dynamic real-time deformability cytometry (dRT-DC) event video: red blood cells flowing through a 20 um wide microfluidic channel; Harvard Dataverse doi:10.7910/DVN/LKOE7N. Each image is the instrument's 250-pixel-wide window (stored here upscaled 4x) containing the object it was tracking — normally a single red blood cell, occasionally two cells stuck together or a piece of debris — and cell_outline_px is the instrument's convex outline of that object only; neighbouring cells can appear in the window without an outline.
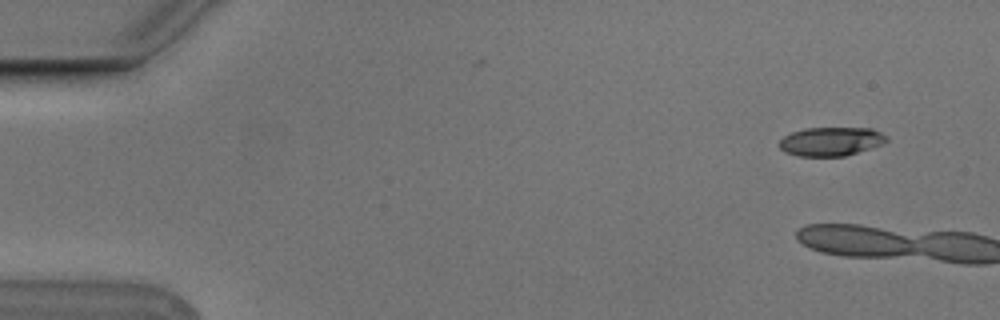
{"species": "Egyptian fruit bat (a non-hibernating species)", "species_latin": "Rousettus aegyptiacus", "temperature_condition": "cold", "stored_images_in_passage": 7, "camera_frame_rate_fps": 3000, "um_per_image_px": 0.085, "animal": {"sex": "male"}, "frame": {"image": 1, "passage_image": 1, "time_ms": 0.0, "image_size_px": [1000, 320], "cell_outline_px": [[888, 140], [884, 144], [844, 156], [800, 156], [784, 152], [776, 144], [784, 136], [792, 132], [804, 128], [872, 128], [888, 136]], "centroid_in_image_um": [70.63, 12.02], "position_along_channel_um": 14.4, "area_um2": 18.15}}